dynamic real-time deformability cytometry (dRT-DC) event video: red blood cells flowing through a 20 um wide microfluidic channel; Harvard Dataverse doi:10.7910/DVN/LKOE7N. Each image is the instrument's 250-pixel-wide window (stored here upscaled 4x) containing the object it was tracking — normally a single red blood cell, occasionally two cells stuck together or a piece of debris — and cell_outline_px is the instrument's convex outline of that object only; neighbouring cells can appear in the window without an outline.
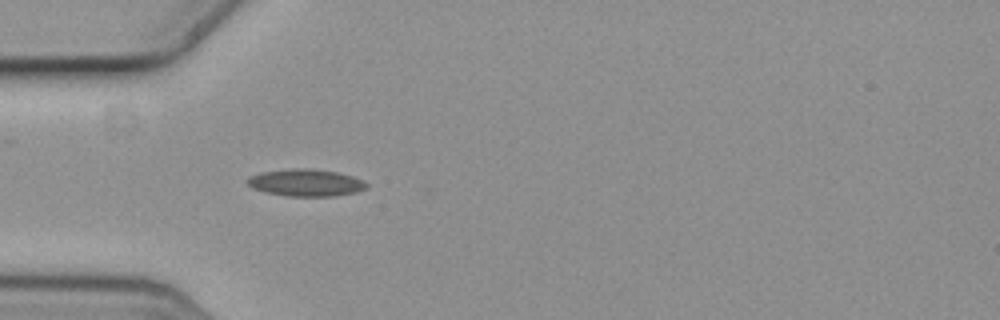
{"species": "common noctule bat (a hibernating species)", "species_latin": "Nyctalus noctula", "temperature_condition": "cold", "stored_images_in_passage": 5, "camera_frame_rate_fps": 3000, "um_per_image_px": 0.085, "animal": {"sex": "female", "body_mass_g": 19.3, "forearm_length_mm": 54.1}, "frame": {"image": 1, "passage_image": 5, "time_ms": 1.333, "image_size_px": [1000, 320], "cell_outline_px": [[368, 188], [356, 192], [336, 196], [288, 196], [264, 192], [252, 188], [248, 184], [248, 176], [260, 172], [296, 168], [308, 168], [336, 172], [352, 176], [364, 180], [368, 184]], "centroid_in_image_um": [26.01, 15.53], "position_along_channel_um": 59.0, "area_um2": 18.9}}